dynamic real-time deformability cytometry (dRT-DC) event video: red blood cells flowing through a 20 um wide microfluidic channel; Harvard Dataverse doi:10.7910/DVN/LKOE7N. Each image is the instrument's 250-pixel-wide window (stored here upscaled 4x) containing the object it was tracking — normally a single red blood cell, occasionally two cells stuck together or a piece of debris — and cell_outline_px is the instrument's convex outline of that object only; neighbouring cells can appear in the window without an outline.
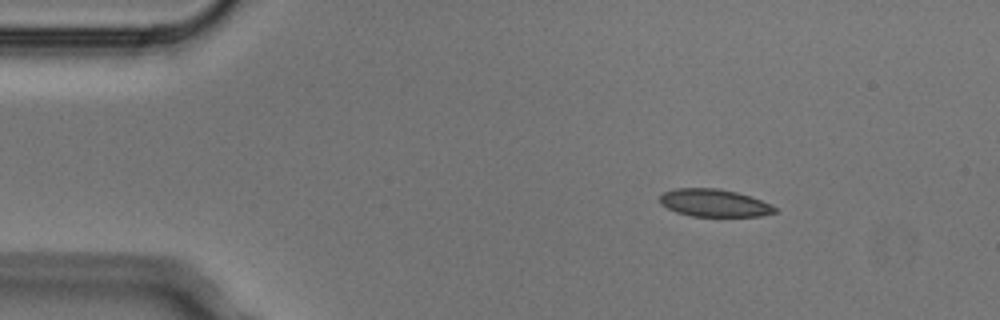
{"species": "Egyptian fruit bat (a non-hibernating species)", "species_latin": "Rousettus aegyptiacus", "temperature_condition": "cold", "stored_images_in_passage": 6, "camera_frame_rate_fps": 3000, "um_per_image_px": 0.085, "animal": {"sex": "male"}, "frame": {"image": 1, "passage_image": 3, "time_ms": 0.667, "image_size_px": [1000, 320], "cell_outline_px": [[776, 212], [760, 216], [692, 216], [676, 212], [660, 204], [660, 196], [664, 192], [676, 188], [720, 188], [736, 192], [760, 200], [776, 208]], "centroid_in_image_um": [60.66, 17.25], "position_along_channel_um": 24.3, "area_um2": 18.26}}
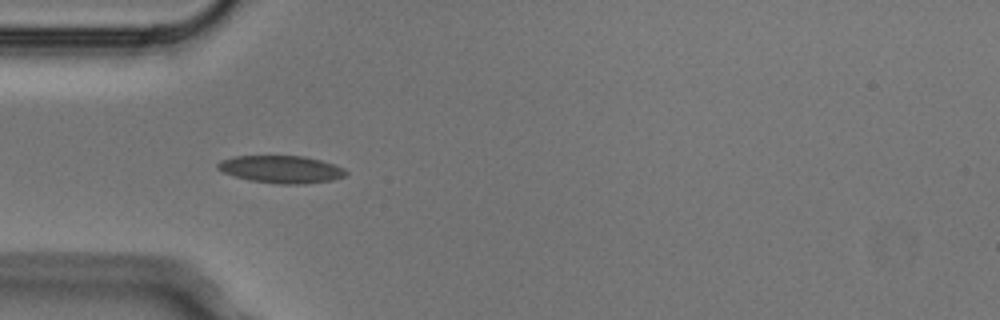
{"frame": {"image": 2, "passage_image": 5, "time_ms": 1.333, "image_size_px": [1000, 320], "cell_outline_px": [[348, 172], [344, 176], [332, 180], [300, 184], [280, 184], [248, 180], [224, 172], [216, 168], [216, 164], [220, 160], [236, 156], [304, 156], [320, 160], [344, 168]], "centroid_in_image_um": [23.89, 14.39], "position_along_channel_um": 61.1, "area_um2": 20.35}}